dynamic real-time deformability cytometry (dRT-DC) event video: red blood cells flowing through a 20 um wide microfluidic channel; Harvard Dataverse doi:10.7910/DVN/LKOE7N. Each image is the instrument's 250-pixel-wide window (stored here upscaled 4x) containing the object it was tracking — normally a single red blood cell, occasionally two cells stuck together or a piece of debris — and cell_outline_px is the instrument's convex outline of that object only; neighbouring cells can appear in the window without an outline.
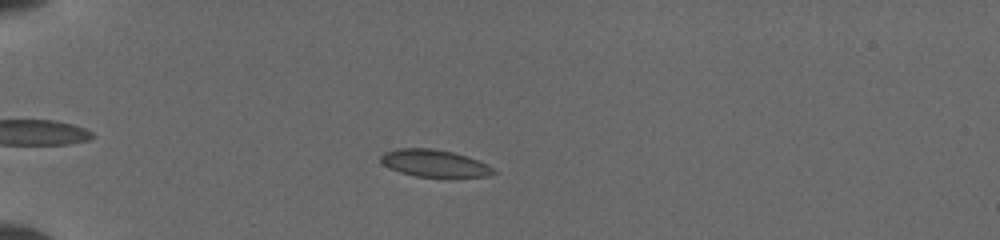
{"species": "common noctule bat (a hibernating species)", "species_latin": "Nyctalus noctula", "temperature_condition": "cold", "stored_images_in_passage": 18, "camera_frame_rate_fps": 3000, "um_per_image_px": 0.085, "animal": {"sex": "female", "body_mass_g": 19.5, "forearm_length_mm": 54.1}, "frame": {"image": 1, "passage_image": 10, "time_ms": 3.333, "image_size_px": [1000, 240], "cell_outline_px": [[500, 172], [488, 176], [456, 180], [448, 180], [416, 176], [400, 172], [384, 164], [380, 160], [380, 156], [384, 152], [396, 148], [432, 148], [452, 152], [468, 156], [488, 164]], "centroid_in_image_um": [37.05, 13.93], "position_along_channel_um": 47.9, "area_um2": 18.9}}
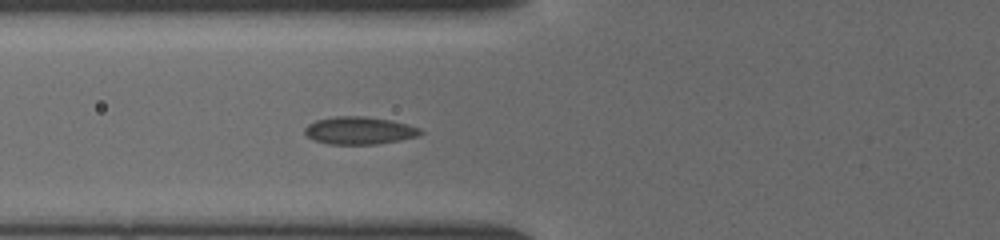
{"frame": {"image": 2, "passage_image": 15, "time_ms": 5.333, "image_size_px": [1000, 240], "cell_outline_px": [[424, 132], [420, 136], [400, 140], [376, 144], [328, 144], [312, 140], [304, 132], [304, 128], [308, 124], [316, 120], [336, 116], [368, 116], [392, 120], [420, 128]], "centroid_in_image_um": [30.55, 11.09], "position_along_channel_um": 95.2, "area_um2": 18.79}}
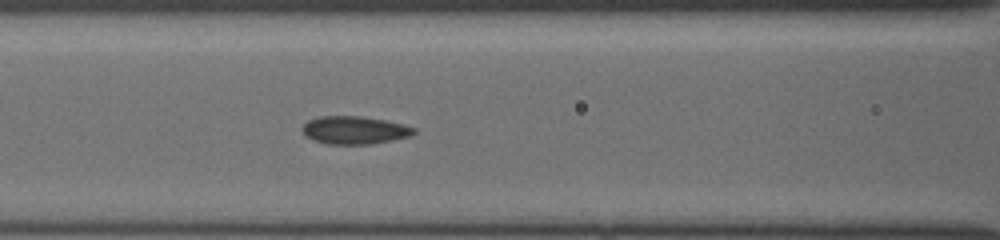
{"frame": {"image": 3, "passage_image": 18, "time_ms": 6.333, "image_size_px": [1000, 240], "cell_outline_px": [[416, 132], [412, 136], [372, 144], [328, 144], [312, 140], [304, 136], [300, 132], [300, 128], [308, 120], [320, 116], [360, 116], [384, 120], [404, 124], [416, 128]], "centroid_in_image_um": [30.1, 11.07], "position_along_channel_um": 136.5, "area_um2": 18.44}}